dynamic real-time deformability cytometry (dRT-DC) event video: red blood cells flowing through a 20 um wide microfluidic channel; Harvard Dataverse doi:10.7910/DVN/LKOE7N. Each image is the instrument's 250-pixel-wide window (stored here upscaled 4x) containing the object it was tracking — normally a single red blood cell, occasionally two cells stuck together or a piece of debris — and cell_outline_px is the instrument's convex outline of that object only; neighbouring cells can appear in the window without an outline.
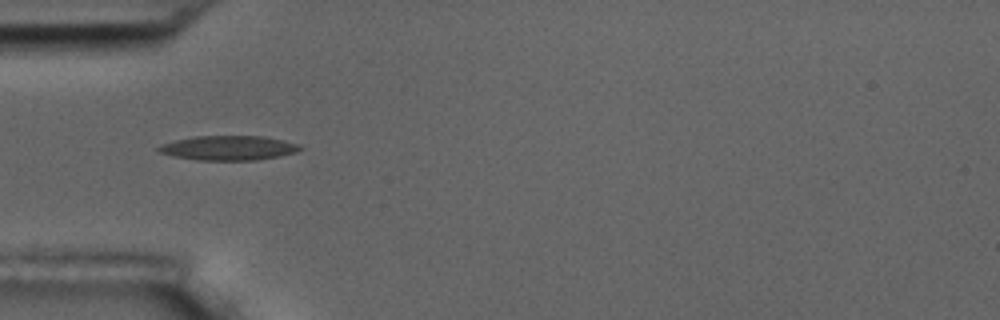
{"species": "common noctule bat (a hibernating species)", "species_latin": "Nyctalus noctula", "temperature_condition": "room temperature", "stored_images_in_passage": 4, "camera_frame_rate_fps": 3000, "um_per_image_px": 0.085, "animal": {"sex": "male", "body_mass_g": 17.5, "forearm_length_mm": 52.3}, "frame": {"image": 1, "passage_image": 4, "time_ms": 3.667, "image_size_px": [1000, 320], "cell_outline_px": [[304, 148], [296, 152], [280, 156], [256, 160], [196, 160], [156, 152], [156, 148], [160, 144], [192, 136], [264, 136], [284, 140], [300, 144]], "centroid_in_image_um": [19.43, 12.57], "position_along_channel_um": 65.6, "area_um2": 20.4}}